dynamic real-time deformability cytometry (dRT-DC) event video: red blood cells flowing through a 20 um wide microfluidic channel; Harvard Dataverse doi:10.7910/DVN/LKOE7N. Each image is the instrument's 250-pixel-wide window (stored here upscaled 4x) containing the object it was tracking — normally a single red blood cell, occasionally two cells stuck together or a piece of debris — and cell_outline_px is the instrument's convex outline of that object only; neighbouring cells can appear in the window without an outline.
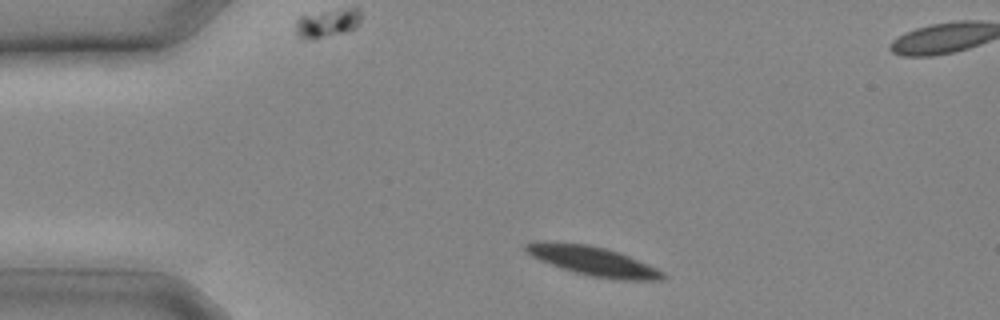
{"species": "common noctule bat (a hibernating species)", "species_latin": "Nyctalus noctula", "temperature_condition": "cold", "stored_images_in_passage": 8, "camera_frame_rate_fps": 3000, "um_per_image_px": 0.085, "animal": {"sex": "male", "body_mass_g": 20.4}, "frame": {"image": 1, "passage_image": 2, "time_ms": 0.333, "image_size_px": [1000, 320], "cell_outline_px": [[668, 276], [660, 280], [620, 280], [592, 276], [576, 272], [552, 264], [532, 256], [524, 248], [524, 244], [536, 240], [556, 240], [588, 244], [604, 248], [628, 256], [656, 268], [664, 272]], "centroid_in_image_um": [50.37, 22.15], "position_along_channel_um": 34.6, "area_um2": 23.24}}
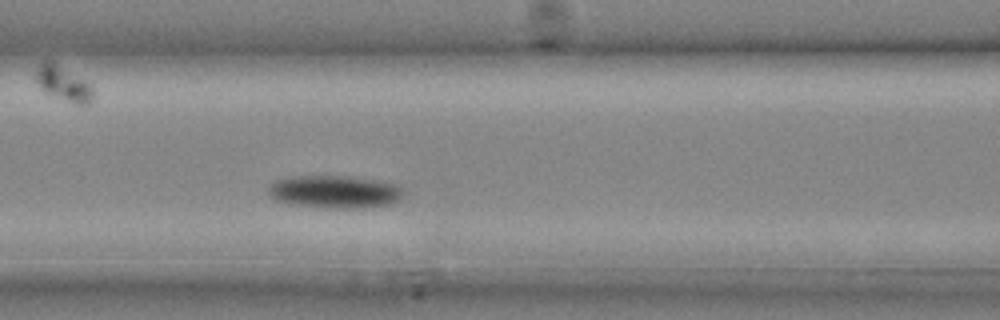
{"frame": {"image": 2, "passage_image": 8, "time_ms": 2.333, "image_size_px": [1000, 320], "cell_outline_px": [[404, 196], [396, 204], [364, 208], [332, 208], [296, 204], [276, 200], [268, 192], [268, 188], [276, 180], [292, 176], [348, 176], [396, 184], [404, 192]], "centroid_in_image_um": [28.52, 16.31], "position_along_channel_um": 138.1, "area_um2": 25.66}}